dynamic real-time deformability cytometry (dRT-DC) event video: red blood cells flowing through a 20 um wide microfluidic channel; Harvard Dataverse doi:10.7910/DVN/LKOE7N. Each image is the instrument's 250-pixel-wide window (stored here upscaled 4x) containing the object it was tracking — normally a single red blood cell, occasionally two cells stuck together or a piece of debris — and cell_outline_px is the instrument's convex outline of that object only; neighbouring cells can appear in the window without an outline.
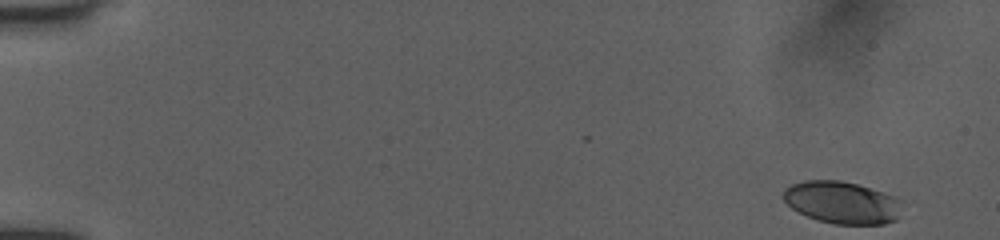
{"species": "human", "species_latin": "Homo sapiens", "temperature_condition": "room temperature", "stored_images_in_passage": 50, "camera_frame_rate_fps": 3000, "um_per_image_px": 0.085, "donor": {"sex": "female"}, "frame": {"image": 1, "passage_image": 1, "time_ms": 0.0, "image_size_px": [1000, 240], "cell_outline_px": [[904, 200], [896, 220], [884, 224], [832, 224], [808, 216], [792, 208], [784, 200], [784, 188], [792, 184], [804, 180], [840, 180], [856, 184], [884, 192], [896, 196]], "centroid_in_image_um": [71.62, 17.2], "position_along_channel_um": 13.4, "area_um2": 29.3}}
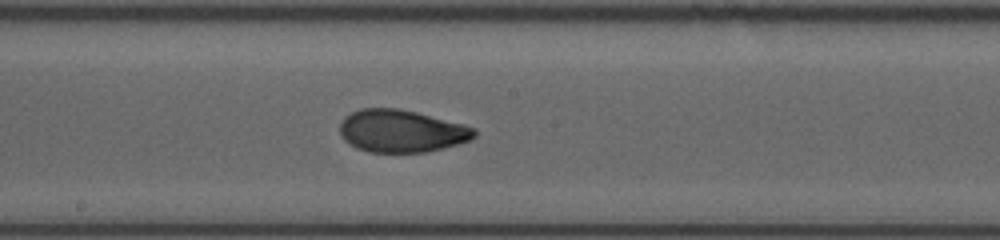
{"frame": {"image": 2, "passage_image": 28, "time_ms": 9.0, "image_size_px": [1000, 240], "cell_outline_px": [[476, 136], [468, 140], [444, 148], [428, 152], [368, 152], [356, 148], [348, 144], [340, 136], [340, 124], [344, 116], [360, 108], [400, 108], [464, 124], [476, 128]], "centroid_in_image_um": [34.09, 11.14], "position_along_channel_um": 214.1, "area_um2": 33.52}}
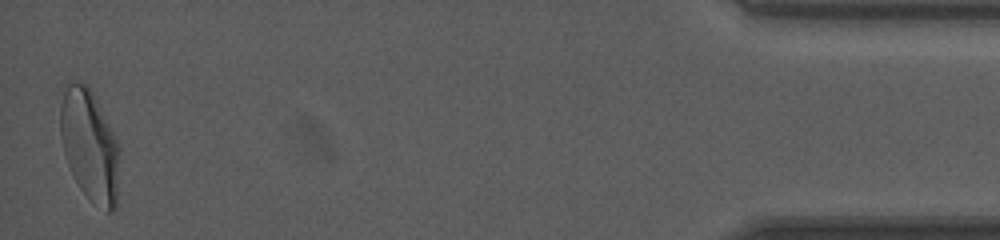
{"frame": {"image": 3, "passage_image": 50, "time_ms": 16.333, "image_size_px": [1000, 240], "cell_outline_px": [[120, 152], [116, 208], [112, 212], [108, 212], [88, 196], [80, 188], [68, 164], [64, 152], [60, 136], [60, 108], [64, 92], [68, 84], [72, 80], [88, 84], [120, 144]], "centroid_in_image_um": [7.64, 12.33], "position_along_channel_um": 427.6, "area_um2": 38.32}, "authors_computed_cell_mechanics": {"area_um2": 32.7148, "velocity_mm_per_s": 3.9946, "shape_relaxation_time_tau1_ms": 4.8399, "shape_relaxation_time_tau2_ms": 1.3121, "deformation_change_tau1": 0.1912, "deformation_change_tau2": 0.0504}}